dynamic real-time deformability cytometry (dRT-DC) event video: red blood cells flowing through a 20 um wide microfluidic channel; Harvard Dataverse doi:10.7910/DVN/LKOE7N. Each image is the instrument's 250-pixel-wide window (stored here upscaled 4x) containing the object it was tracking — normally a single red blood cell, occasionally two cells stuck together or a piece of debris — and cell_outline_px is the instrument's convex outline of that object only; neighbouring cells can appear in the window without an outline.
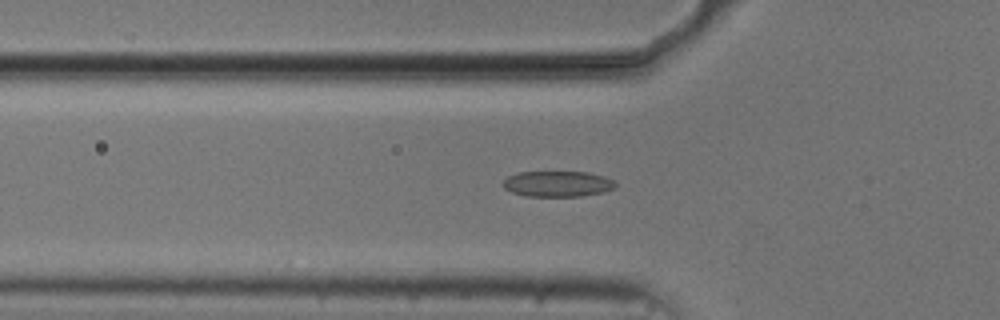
{"species": "common noctule bat (a hibernating species)", "species_latin": "Nyctalus noctula", "temperature_condition": "cold", "stored_images_in_passage": 48, "camera_frame_rate_fps": 3000, "um_per_image_px": 0.085, "animal": {"sex": "male", "body_mass_g": 20.5, "forearm_length_mm": 52.5}, "frame": {"image": 1, "passage_image": 18, "time_ms": 5.667, "image_size_px": [1000, 320], "cell_outline_px": [[616, 188], [604, 192], [580, 196], [528, 196], [512, 192], [504, 188], [504, 180], [508, 176], [520, 172], [588, 172], [604, 176], [612, 180], [616, 184]], "centroid_in_image_um": [47.43, 15.63], "position_along_channel_um": 78.4, "area_um2": 16.76}}
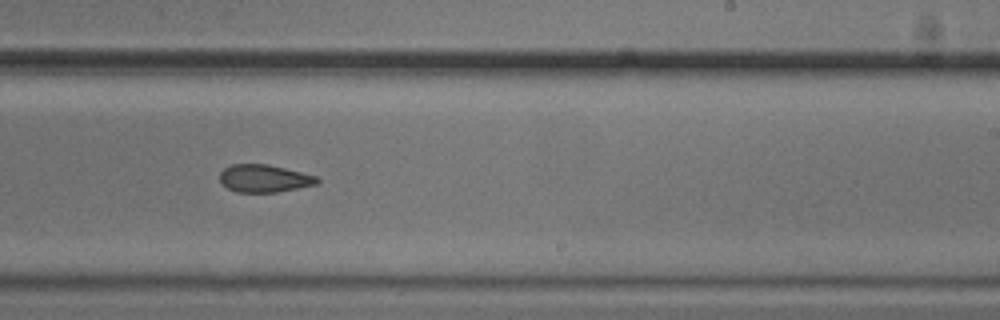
{"frame": {"image": 2, "passage_image": 33, "time_ms": 10.667, "image_size_px": [1000, 320], "cell_outline_px": [[320, 180], [316, 184], [276, 192], [236, 192], [228, 188], [220, 180], [220, 172], [224, 168], [232, 164], [268, 164], [316, 176]], "centroid_in_image_um": [22.43, 15.16], "position_along_channel_um": 266.6, "area_um2": 15.43}}
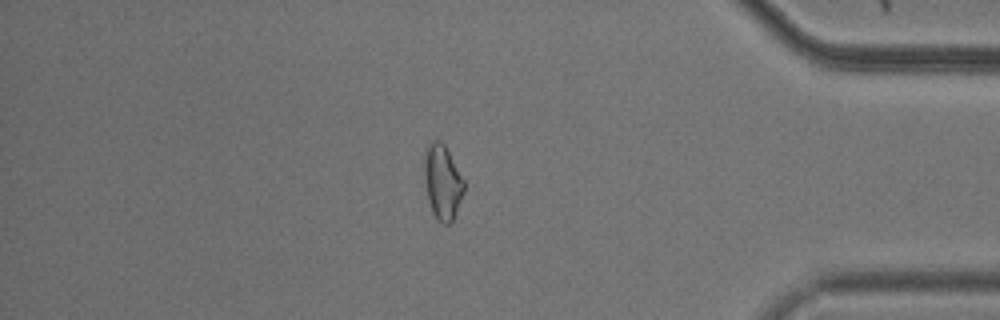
{"frame": {"image": 3, "passage_image": 46, "time_ms": 15.0, "image_size_px": [1000, 320], "cell_outline_px": [[464, 192], [452, 224], [444, 224], [436, 220], [432, 212], [428, 200], [424, 180], [424, 156], [428, 144], [432, 140], [440, 140], [444, 144], [464, 180]], "centroid_in_image_um": [37.6, 15.51], "position_along_channel_um": 397.6, "area_um2": 17.46}, "authors_computed_cell_mechanics": {"area_um2": 16.9065, "velocity_mm_per_s": 3.7425, "shape_relaxation_time_tau1_ms": null, "shape_relaxation_time_tau2_ms": 2.9953, "deformation_change_tau1": null, "deformation_change_tau2": 0.0921}}